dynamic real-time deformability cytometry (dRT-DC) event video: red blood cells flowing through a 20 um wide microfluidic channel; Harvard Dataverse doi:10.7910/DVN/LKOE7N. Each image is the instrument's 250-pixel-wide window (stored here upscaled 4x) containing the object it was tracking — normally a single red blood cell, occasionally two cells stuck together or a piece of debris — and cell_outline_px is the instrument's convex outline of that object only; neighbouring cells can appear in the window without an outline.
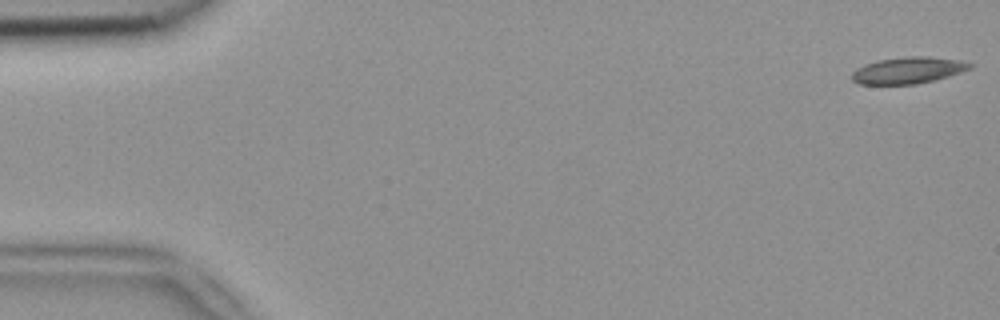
{"species": "common noctule bat (a hibernating species)", "species_latin": "Nyctalus noctula", "temperature_condition": "room temperature", "stored_images_in_passage": 5, "camera_frame_rate_fps": 3000, "um_per_image_px": 0.085, "animal": {"sex": "female", "body_mass_g": 18.4}, "frame": {"image": 1, "passage_image": 1, "time_ms": 0.0, "image_size_px": [1000, 320], "cell_outline_px": [[972, 68], [948, 76], [916, 84], [860, 84], [852, 80], [852, 72], [856, 68], [864, 64], [880, 60], [908, 56], [928, 56], [960, 60], [972, 64]], "centroid_in_image_um": [77.17, 5.97], "position_along_channel_um": 7.8, "area_um2": 18.09}}
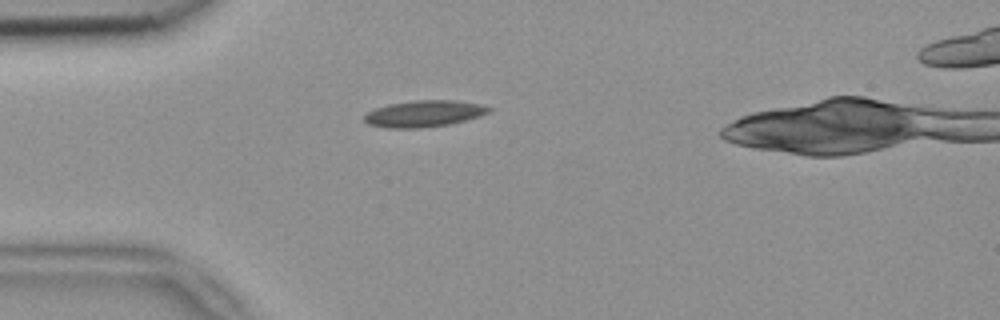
{"frame": {"image": 2, "passage_image": 4, "time_ms": 1.0, "image_size_px": [1000, 320], "cell_outline_px": [[492, 108], [488, 112], [480, 116], [448, 124], [420, 128], [388, 128], [368, 124], [364, 120], [364, 116], [368, 112], [376, 108], [388, 104], [412, 100], [452, 100], [480, 104]], "centroid_in_image_um": [36.01, 9.65], "position_along_channel_um": 49.0, "area_um2": 19.07}}